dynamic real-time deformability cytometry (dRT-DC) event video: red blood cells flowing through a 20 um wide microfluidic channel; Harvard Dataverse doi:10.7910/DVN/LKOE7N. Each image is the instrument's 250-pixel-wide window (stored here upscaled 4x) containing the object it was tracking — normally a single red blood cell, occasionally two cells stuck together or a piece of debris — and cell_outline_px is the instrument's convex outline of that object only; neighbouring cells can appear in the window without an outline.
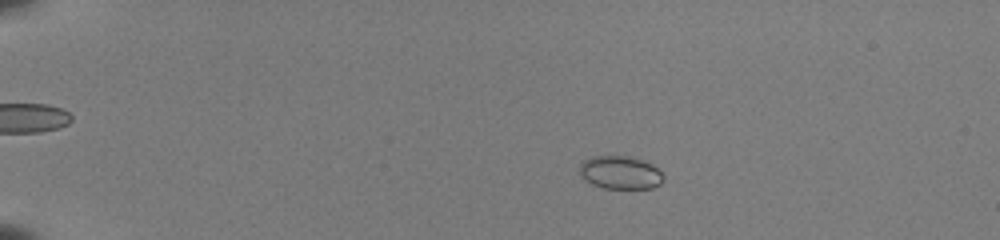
{"species": "common noctule bat (a hibernating species)", "species_latin": "Nyctalus noctula", "temperature_condition": "room temperature", "stored_images_in_passage": 54, "camera_frame_rate_fps": 3000, "um_per_image_px": 0.085, "animal": {"sex": "female", "body_mass_g": 22.0, "forearm_length_mm": 56.7}, "frame": {"image": 1, "passage_image": 12, "time_ms": 3.667, "image_size_px": [1000, 240], "cell_outline_px": [[664, 180], [660, 184], [652, 188], [604, 188], [592, 184], [580, 176], [580, 164], [584, 160], [592, 156], [628, 156], [644, 160], [652, 164], [664, 176]], "centroid_in_image_um": [52.73, 14.66], "position_along_channel_um": 32.3, "area_um2": 16.18}}
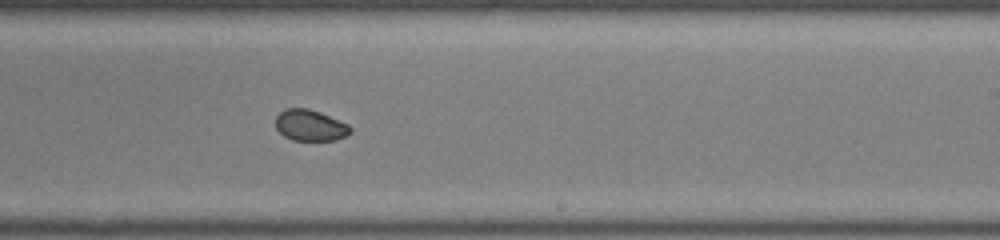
{"frame": {"image": 2, "passage_image": 36, "time_ms": 11.667, "image_size_px": [1000, 240], "cell_outline_px": [[352, 132], [336, 140], [292, 140], [284, 136], [276, 128], [276, 116], [284, 108], [308, 108], [320, 112], [348, 124], [352, 128]], "centroid_in_image_um": [26.36, 10.65], "position_along_channel_um": 262.6, "area_um2": 13.58}}
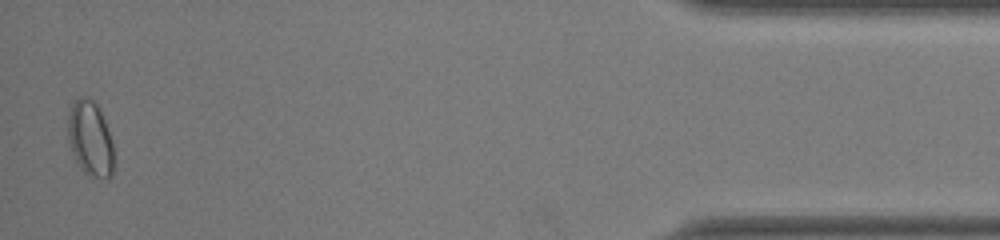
{"frame": {"image": 3, "passage_image": 53, "time_ms": 17.333, "image_size_px": [1000, 240], "cell_outline_px": [[112, 176], [104, 180], [88, 176], [80, 168], [72, 152], [68, 140], [68, 112], [72, 104], [80, 96], [84, 96], [92, 100], [100, 108], [112, 140]], "centroid_in_image_um": [7.66, 11.8], "position_along_channel_um": 427.5, "area_um2": 20.17}, "authors_computed_cell_mechanics": {"area_um2": 15.7794, "velocity_mm_per_s": 4.0013, "shape_relaxation_time_tau1_ms": 2.6734, "shape_relaxation_time_tau2_ms": 1.0701, "deformation_change_tau1": 0.0544, "deformation_change_tau2": 0.0234}}